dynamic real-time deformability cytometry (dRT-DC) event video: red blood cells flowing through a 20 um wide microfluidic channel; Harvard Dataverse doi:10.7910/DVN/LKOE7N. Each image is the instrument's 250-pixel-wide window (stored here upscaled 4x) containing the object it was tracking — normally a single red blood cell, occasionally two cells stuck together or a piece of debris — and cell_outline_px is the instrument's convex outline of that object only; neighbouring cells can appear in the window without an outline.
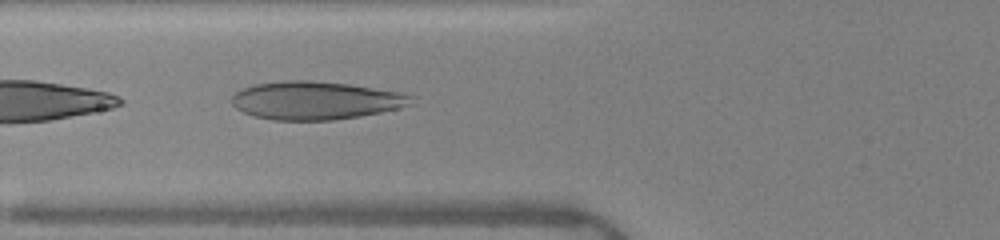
{"species": "human", "species_latin": "Homo sapiens", "temperature_condition": "warm", "stored_images_in_passage": 48, "camera_frame_rate_fps": 3000, "um_per_image_px": 0.085, "donor": {"sex": "female"}, "frame": {"image": 1, "passage_image": 19, "time_ms": 6.0, "image_size_px": [1000, 240], "cell_outline_px": [[412, 104], [380, 112], [360, 116], [332, 120], [272, 120], [252, 116], [236, 108], [232, 104], [232, 96], [236, 92], [244, 88], [256, 84], [288, 80], [308, 80], [348, 84], [396, 92], [412, 96]], "centroid_in_image_um": [26.76, 8.55], "position_along_channel_um": 99.0, "area_um2": 39.42}}
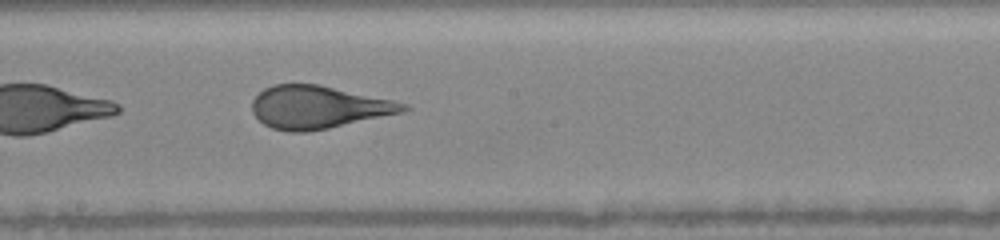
{"frame": {"image": 2, "passage_image": 28, "time_ms": 9.0, "image_size_px": [1000, 240], "cell_outline_px": [[412, 108], [404, 112], [328, 128], [308, 132], [288, 132], [272, 128], [264, 124], [252, 112], [252, 100], [264, 88], [272, 84], [320, 84], [392, 100], [408, 104]], "centroid_in_image_um": [27.06, 9.11], "position_along_channel_um": 221.1, "area_um2": 37.69}}
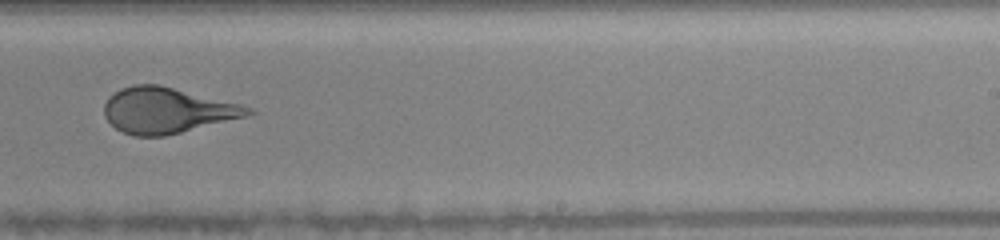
{"frame": {"image": 3, "passage_image": 32, "time_ms": 10.333, "image_size_px": [1000, 240], "cell_outline_px": [[256, 112], [248, 116], [164, 136], [132, 136], [116, 128], [104, 116], [104, 104], [108, 96], [120, 88], [136, 84], [160, 84], [240, 104], [252, 108]], "centroid_in_image_um": [14.18, 9.37], "position_along_channel_um": 274.8, "area_um2": 38.26}, "authors_computed_cell_mechanics": {"area_um2": 43.8413, "velocity_mm_per_s": 4.0454, "shape_relaxation_time_tau1_ms": 5.2197, "shape_relaxation_time_tau2_ms": null, "deformation_change_tau1": 0.1975, "deformation_change_tau2": null}}